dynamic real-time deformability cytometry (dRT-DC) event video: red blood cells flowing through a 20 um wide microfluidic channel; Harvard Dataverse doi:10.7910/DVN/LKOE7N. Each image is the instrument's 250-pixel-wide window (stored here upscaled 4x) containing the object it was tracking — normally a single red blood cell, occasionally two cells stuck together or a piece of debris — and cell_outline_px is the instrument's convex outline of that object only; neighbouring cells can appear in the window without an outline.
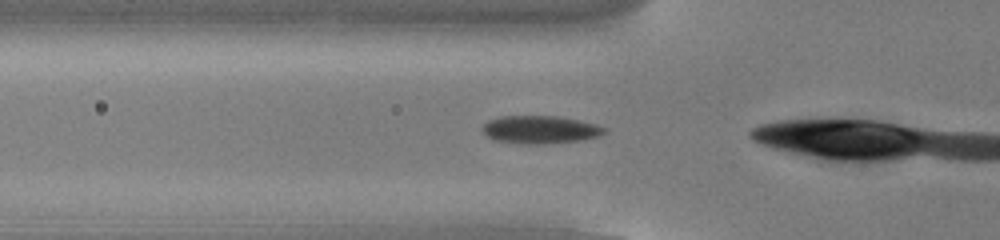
{"species": "common noctule bat (a hibernating species)", "species_latin": "Nyctalus noctula", "temperature_condition": "cold", "stored_images_in_passage": 15, "camera_frame_rate_fps": 3000, "um_per_image_px": 0.085, "animal": {"sex": "male", "body_mass_g": 13.0, "forearm_length_mm": 53.1}, "frame": {"image": 1, "passage_image": 13, "time_ms": 4.0, "image_size_px": [1000, 240], "cell_outline_px": [[604, 132], [600, 136], [580, 140], [544, 144], [524, 144], [492, 140], [480, 128], [488, 120], [500, 116], [556, 116], [596, 124], [604, 128]], "centroid_in_image_um": [45.85, 11.02], "position_along_channel_um": 79.9, "area_um2": 19.71}}